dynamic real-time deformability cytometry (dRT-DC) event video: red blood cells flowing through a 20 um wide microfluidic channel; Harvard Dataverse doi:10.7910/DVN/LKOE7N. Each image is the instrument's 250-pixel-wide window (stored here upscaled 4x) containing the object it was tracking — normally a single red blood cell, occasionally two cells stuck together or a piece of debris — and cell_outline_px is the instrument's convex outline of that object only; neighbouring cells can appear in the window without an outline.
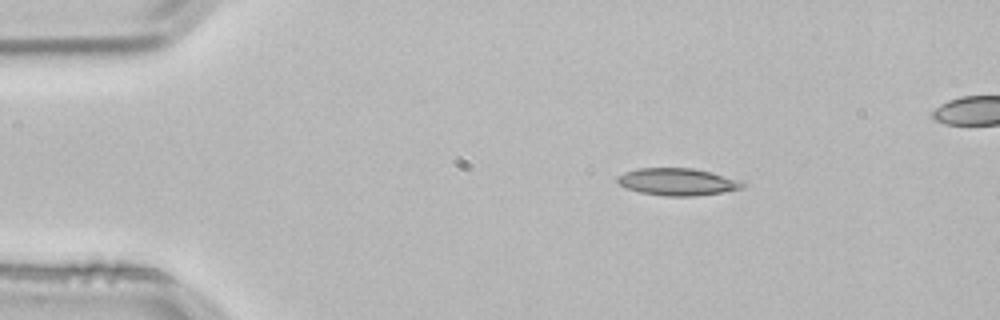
{"species": "common noctule bat (a hibernating species)", "species_latin": "Nyctalus noctula", "temperature_condition": "room temperature", "stored_images_in_passage": 3, "camera_frame_rate_fps": 3000, "um_per_image_px": 0.085, "animal": {"sex": "male", "body_mass_g": 21.5, "forearm_length_mm": 52.0}, "frame": {"image": 1, "passage_image": 1, "time_ms": 0.0, "image_size_px": [1000, 320], "cell_outline_px": [[744, 188], [724, 192], [696, 196], [664, 196], [640, 192], [628, 188], [620, 184], [616, 180], [616, 176], [624, 172], [640, 168], [692, 168], [712, 172], [740, 180], [744, 184]], "centroid_in_image_um": [57.6, 15.45], "position_along_channel_um": 27.4, "area_um2": 19.88}}